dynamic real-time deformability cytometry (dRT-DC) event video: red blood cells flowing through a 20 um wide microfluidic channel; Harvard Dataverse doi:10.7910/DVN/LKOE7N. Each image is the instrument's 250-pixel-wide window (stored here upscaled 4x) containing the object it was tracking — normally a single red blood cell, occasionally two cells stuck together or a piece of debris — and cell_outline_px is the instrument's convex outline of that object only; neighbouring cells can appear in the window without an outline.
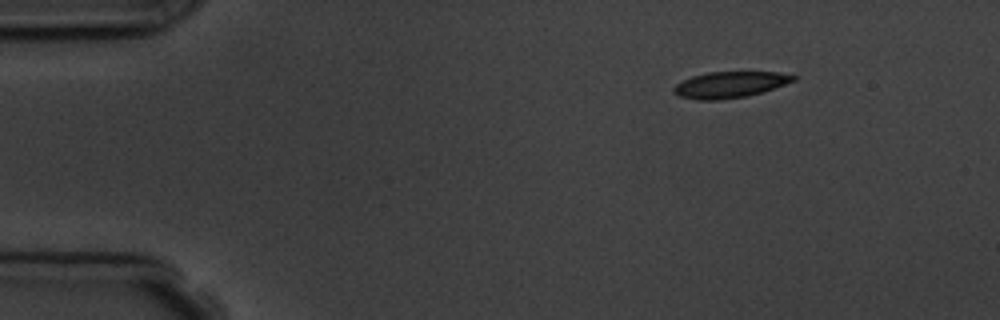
{"species": "common noctule bat (a hibernating species)", "species_latin": "Nyctalus noctula", "temperature_condition": "room temperature", "stored_images_in_passage": 11, "camera_frame_rate_fps": 3000, "um_per_image_px": 0.085, "animal": {"sex": "male", "body_mass_g": 19.5, "forearm_length_mm": 54.6}, "frame": {"image": 1, "passage_image": 1, "time_ms": 0.0, "image_size_px": [1000, 320], "cell_outline_px": [[796, 80], [748, 96], [716, 100], [700, 100], [680, 96], [672, 92], [672, 88], [676, 84], [692, 76], [708, 72], [780, 72], [796, 76]], "centroid_in_image_um": [62.01, 7.19], "position_along_channel_um": 23.0, "area_um2": 18.03}}
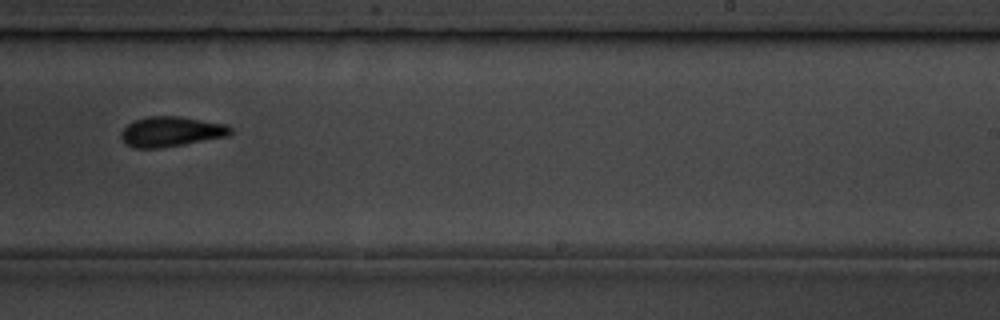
{"frame": {"image": 2, "passage_image": 8, "time_ms": 9.0, "image_size_px": [1000, 320], "cell_outline_px": [[232, 132], [228, 136], [184, 144], [160, 148], [132, 148], [124, 144], [120, 136], [120, 132], [132, 120], [148, 116], [180, 116], [228, 124], [232, 128]], "centroid_in_image_um": [14.52, 11.18], "position_along_channel_um": 274.5, "area_um2": 19.48}, "authors_computed_cell_mechanics": {"area_um2": 18.9006, "velocity_mm_per_s": 3.6872, "shape_relaxation_time_tau1_ms": 3.1934, "shape_relaxation_time_tau2_ms": 6.21, "deformation_change_tau1": 0.1254, "deformation_change_tau2": 0.1385}}